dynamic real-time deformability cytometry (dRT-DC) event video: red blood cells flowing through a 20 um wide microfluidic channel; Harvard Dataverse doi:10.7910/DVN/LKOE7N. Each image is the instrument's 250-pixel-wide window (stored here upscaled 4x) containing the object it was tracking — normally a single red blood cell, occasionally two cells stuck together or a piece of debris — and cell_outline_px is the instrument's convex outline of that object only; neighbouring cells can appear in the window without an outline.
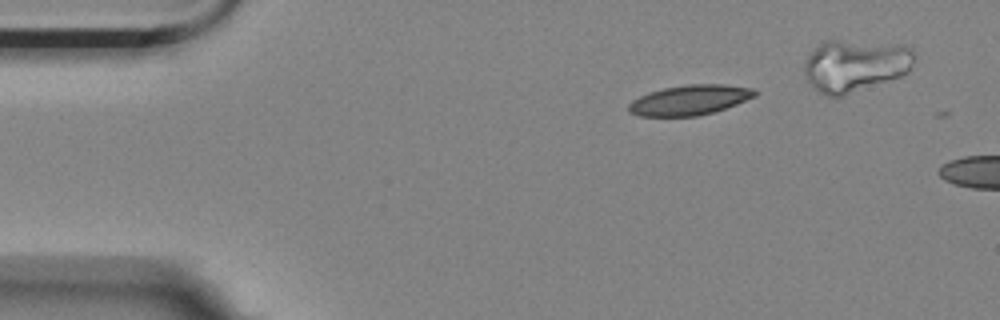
{"species": "Egyptian fruit bat (a non-hibernating species)", "species_latin": "Rousettus aegyptiacus", "temperature_condition": "room temperature", "stored_images_in_passage": 4, "camera_frame_rate_fps": 3000, "um_per_image_px": 0.085, "animal": {"sex": "female"}, "frame": {"image": 1, "passage_image": 1, "time_ms": 0.0, "image_size_px": [1000, 320], "cell_outline_px": [[756, 96], [736, 104], [712, 112], [696, 116], [640, 116], [628, 112], [628, 104], [632, 100], [648, 92], [664, 88], [684, 84], [728, 84], [752, 88], [756, 92]], "centroid_in_image_um": [58.6, 8.49], "position_along_channel_um": 26.4, "area_um2": 22.08}}